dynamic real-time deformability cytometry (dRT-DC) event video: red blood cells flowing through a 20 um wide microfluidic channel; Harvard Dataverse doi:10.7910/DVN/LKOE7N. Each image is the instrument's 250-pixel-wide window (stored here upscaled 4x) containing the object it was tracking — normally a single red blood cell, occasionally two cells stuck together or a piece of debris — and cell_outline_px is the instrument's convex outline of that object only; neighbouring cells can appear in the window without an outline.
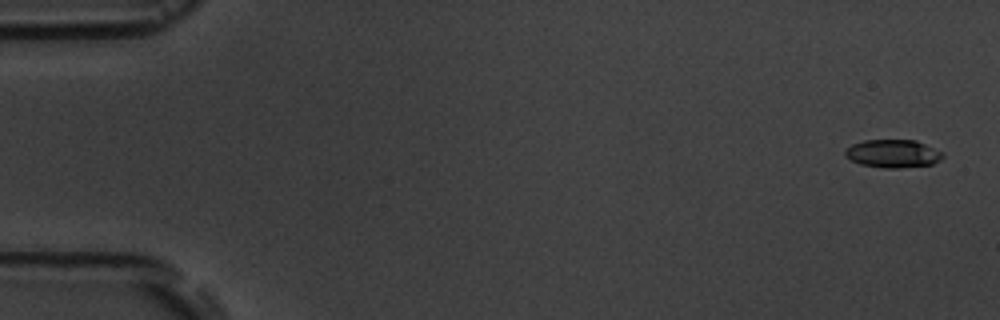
{"species": "common noctule bat (a hibernating species)", "species_latin": "Nyctalus noctula", "temperature_condition": "room temperature", "stored_images_in_passage": 15, "camera_frame_rate_fps": 3000, "um_per_image_px": 0.085, "animal": {"sex": "male", "body_mass_g": 19.5, "forearm_length_mm": 54.6}, "frame": {"image": 1, "passage_image": 1, "time_ms": 0.0, "image_size_px": [1000, 320], "cell_outline_px": [[944, 156], [940, 160], [932, 164], [900, 168], [884, 168], [860, 164], [844, 156], [844, 152], [852, 144], [864, 140], [916, 140], [944, 152]], "centroid_in_image_um": [75.92, 13.05], "position_along_channel_um": 9.1, "area_um2": 16.01}}
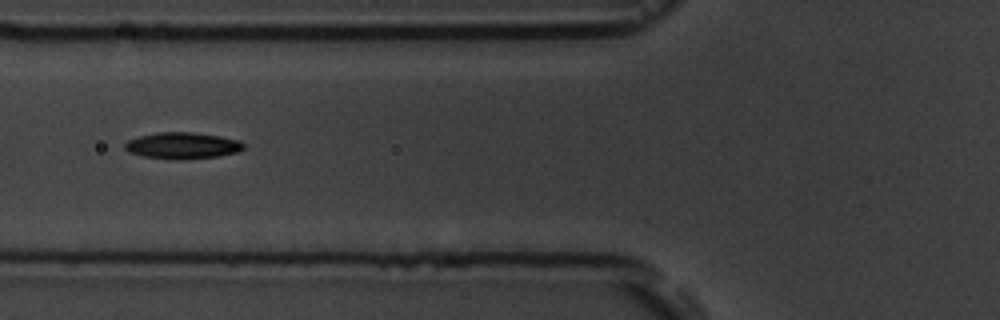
{"frame": {"image": 2, "passage_image": 6, "time_ms": 6.667, "image_size_px": [1000, 320], "cell_outline_px": [[244, 148], [240, 152], [216, 156], [180, 160], [144, 156], [128, 152], [124, 148], [124, 144], [128, 140], [140, 136], [156, 132], [192, 132], [220, 136], [240, 140], [244, 144]], "centroid_in_image_um": [15.52, 12.37], "position_along_channel_um": 110.3, "area_um2": 18.32}}
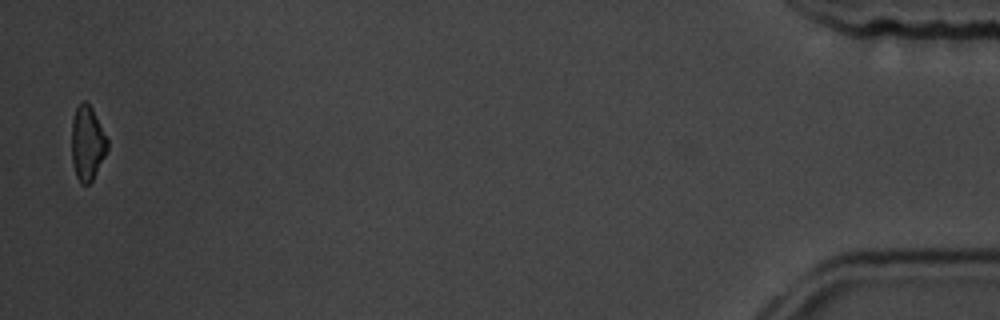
{"frame": {"image": 3, "passage_image": 15, "time_ms": 18.0, "image_size_px": [1000, 320], "cell_outline_px": [[108, 148], [92, 180], [88, 184], [80, 184], [76, 176], [72, 160], [72, 120], [76, 108], [84, 100], [92, 108], [108, 140]], "centroid_in_image_um": [7.41, 12.18], "position_along_channel_um": 427.8, "area_um2": 15.26}, "authors_computed_cell_mechanics": {"area_um2": 16.9354, "velocity_mm_per_s": 3.62, "shape_relaxation_time_tau1_ms": 4.2682, "shape_relaxation_time_tau2_ms": null, "deformation_change_tau1": 0.1215, "deformation_change_tau2": null}}